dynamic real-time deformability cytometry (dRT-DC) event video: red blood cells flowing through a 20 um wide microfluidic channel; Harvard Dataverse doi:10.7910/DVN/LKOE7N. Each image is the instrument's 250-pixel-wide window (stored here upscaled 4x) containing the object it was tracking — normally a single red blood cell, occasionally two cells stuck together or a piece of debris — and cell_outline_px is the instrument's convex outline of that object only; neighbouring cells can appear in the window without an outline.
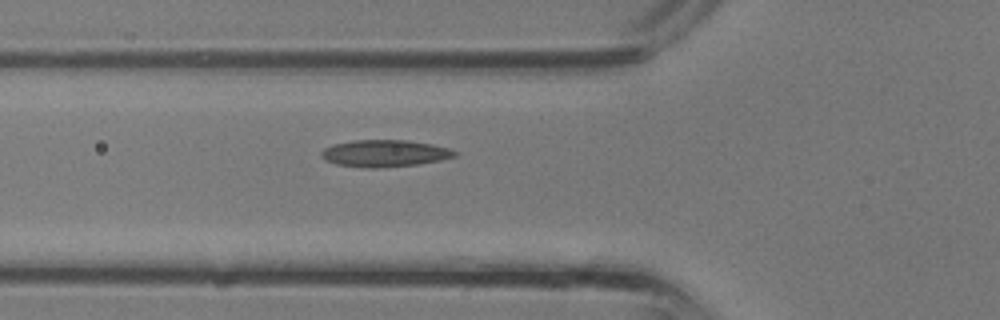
{"species": "common noctule bat (a hibernating species)", "species_latin": "Nyctalus noctula", "temperature_condition": "room temperature", "stored_images_in_passage": 22, "camera_frame_rate_fps": 3000, "um_per_image_px": 0.085, "animal": {"sex": "male", "body_mass_g": 13.3}, "frame": {"image": 1, "passage_image": 3, "time_ms": 0.667, "image_size_px": [1000, 320], "cell_outline_px": [[460, 152], [456, 156], [440, 160], [416, 164], [380, 168], [364, 168], [336, 164], [324, 160], [320, 156], [320, 152], [324, 148], [332, 144], [352, 140], [408, 140], [432, 144], [448, 148]], "centroid_in_image_um": [32.66, 13.03], "position_along_channel_um": 93.1, "area_um2": 21.15}}
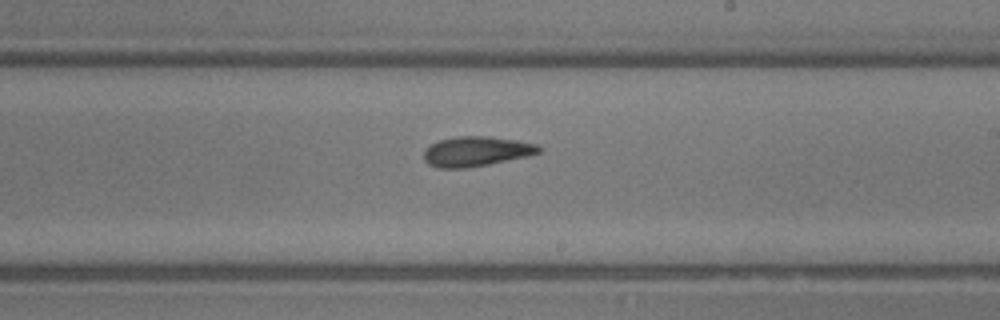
{"frame": {"image": 2, "passage_image": 11, "time_ms": 3.333, "image_size_px": [1000, 320], "cell_outline_px": [[540, 152], [528, 156], [468, 168], [436, 168], [428, 164], [424, 160], [424, 152], [432, 144], [440, 140], [460, 136], [484, 136], [516, 140], [536, 144], [540, 148]], "centroid_in_image_um": [40.46, 12.88], "position_along_channel_um": 248.5, "area_um2": 19.77}}
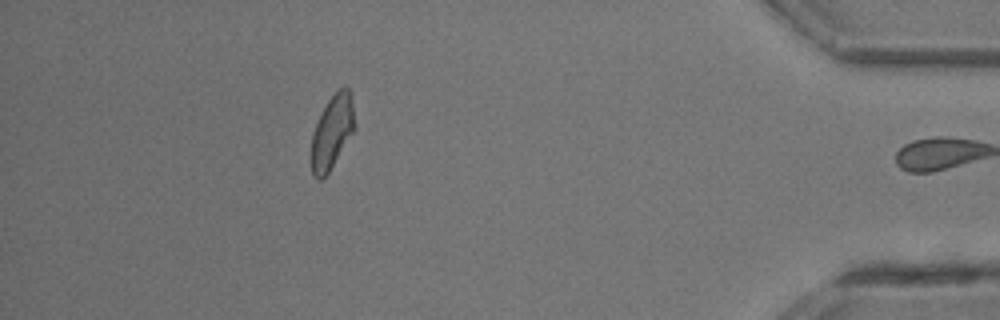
{"frame": {"image": 3, "passage_image": 22, "time_ms": 7.0, "image_size_px": [1000, 320], "cell_outline_px": [[356, 128], [328, 172], [320, 180], [316, 180], [312, 176], [312, 132], [328, 100], [340, 88], [348, 88], [352, 92], [356, 124]], "centroid_in_image_um": [28.26, 11.2], "position_along_channel_um": 406.9, "area_um2": 18.5}}